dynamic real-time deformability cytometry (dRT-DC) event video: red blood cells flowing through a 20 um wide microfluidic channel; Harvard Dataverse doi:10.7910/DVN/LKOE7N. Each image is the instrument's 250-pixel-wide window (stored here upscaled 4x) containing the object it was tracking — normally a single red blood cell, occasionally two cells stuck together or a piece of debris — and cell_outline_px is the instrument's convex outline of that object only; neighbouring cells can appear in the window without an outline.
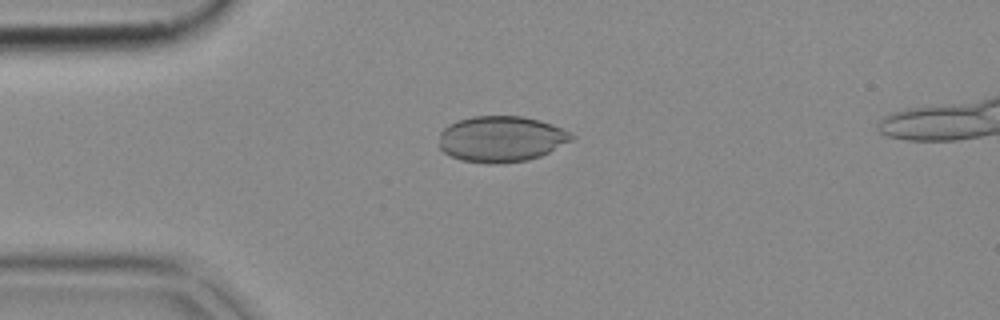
{"species": "common noctule bat (a hibernating species)", "species_latin": "Nyctalus noctula", "temperature_condition": "cold", "stored_images_in_passage": 50, "camera_frame_rate_fps": 3000, "um_per_image_px": 0.085, "animal": {"sex": "female", "body_mass_g": 18.4}, "frame": {"image": 1, "passage_image": 11, "time_ms": 3.333, "image_size_px": [1000, 320], "cell_outline_px": [[576, 136], [572, 140], [540, 156], [528, 160], [460, 160], [444, 152], [440, 148], [440, 132], [448, 124], [456, 120], [472, 116], [524, 116], [540, 120], [552, 124]], "centroid_in_image_um": [42.6, 11.74], "position_along_channel_um": 42.4, "area_um2": 34.45}}
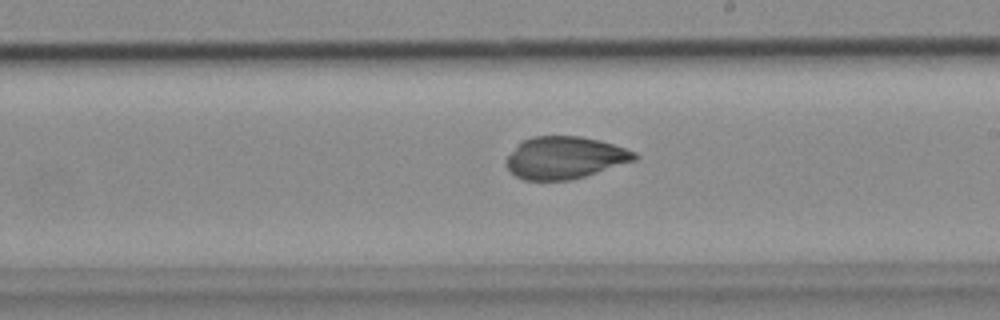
{"frame": {"image": 2, "passage_image": 28, "time_ms": 9.0, "image_size_px": [1000, 320], "cell_outline_px": [[640, 156], [636, 160], [572, 180], [524, 180], [516, 176], [504, 164], [504, 160], [524, 140], [532, 136], [580, 136], [600, 140], [636, 152]], "centroid_in_image_um": [48.02, 13.41], "position_along_channel_um": 241.0, "area_um2": 31.44}}
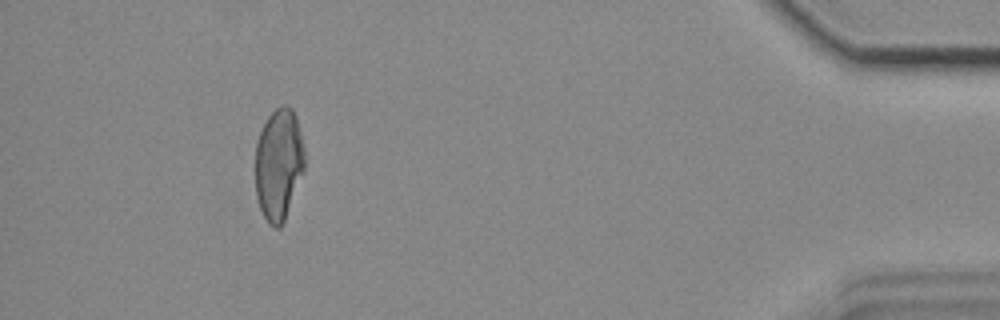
{"frame": {"image": 3, "passage_image": 46, "time_ms": 15.0, "image_size_px": [1000, 320], "cell_outline_px": [[304, 172], [284, 220], [280, 228], [276, 228], [268, 224], [260, 208], [256, 196], [256, 140], [268, 116], [276, 108], [284, 104], [288, 104], [292, 108], [296, 116], [304, 148]], "centroid_in_image_um": [23.69, 13.95], "position_along_channel_um": 411.5, "area_um2": 32.14}}